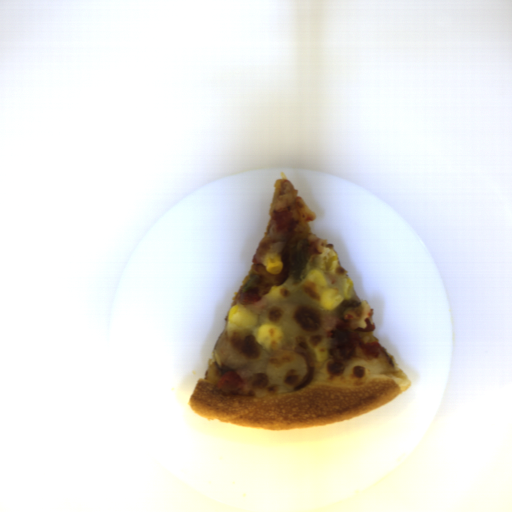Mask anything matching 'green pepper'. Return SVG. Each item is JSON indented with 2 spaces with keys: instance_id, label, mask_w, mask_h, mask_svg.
I'll return each instance as SVG.
<instances>
[{
  "instance_id": "obj_2",
  "label": "green pepper",
  "mask_w": 512,
  "mask_h": 512,
  "mask_svg": "<svg viewBox=\"0 0 512 512\" xmlns=\"http://www.w3.org/2000/svg\"><path fill=\"white\" fill-rule=\"evenodd\" d=\"M361 303L355 299H347L343 301L337 308V314L342 322H349V319H345L344 313L349 307H358Z\"/></svg>"
},
{
  "instance_id": "obj_1",
  "label": "green pepper",
  "mask_w": 512,
  "mask_h": 512,
  "mask_svg": "<svg viewBox=\"0 0 512 512\" xmlns=\"http://www.w3.org/2000/svg\"><path fill=\"white\" fill-rule=\"evenodd\" d=\"M311 244L304 240H299L295 243L293 248V260L289 275L294 282H301L309 274L312 265L310 258Z\"/></svg>"
},
{
  "instance_id": "obj_3",
  "label": "green pepper",
  "mask_w": 512,
  "mask_h": 512,
  "mask_svg": "<svg viewBox=\"0 0 512 512\" xmlns=\"http://www.w3.org/2000/svg\"><path fill=\"white\" fill-rule=\"evenodd\" d=\"M261 277H259L255 271H251L250 273V281L247 285H245L244 287H242L241 289V292L242 293H246L247 291L251 290L252 288H254L260 281Z\"/></svg>"
}]
</instances>
